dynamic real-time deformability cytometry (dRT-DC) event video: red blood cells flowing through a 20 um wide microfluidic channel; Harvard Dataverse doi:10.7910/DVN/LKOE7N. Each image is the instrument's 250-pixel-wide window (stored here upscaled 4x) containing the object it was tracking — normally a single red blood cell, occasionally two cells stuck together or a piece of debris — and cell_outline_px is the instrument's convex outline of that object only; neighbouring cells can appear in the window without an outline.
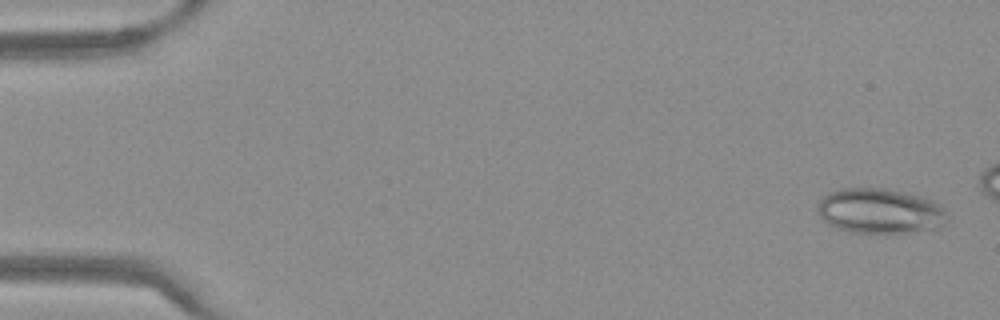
{"species": "Egyptian fruit bat (a non-hibernating species)", "species_latin": "Rousettus aegyptiacus", "temperature_condition": "warm", "stored_images_in_passage": 45, "camera_frame_rate_fps": 3000, "um_per_image_px": 0.085, "frame": {"image": 1, "passage_image": 2, "time_ms": 0.333, "image_size_px": [1000, 320], "cell_outline_px": [[948, 220], [944, 224], [936, 228], [904, 232], [848, 232], [836, 228], [828, 224], [820, 216], [816, 208], [816, 204], [828, 192], [840, 188], [888, 188], [920, 196], [932, 200], [944, 208], [948, 216]], "centroid_in_image_um": [74.77, 17.92], "position_along_channel_um": 10.2, "area_um2": 34.16}}
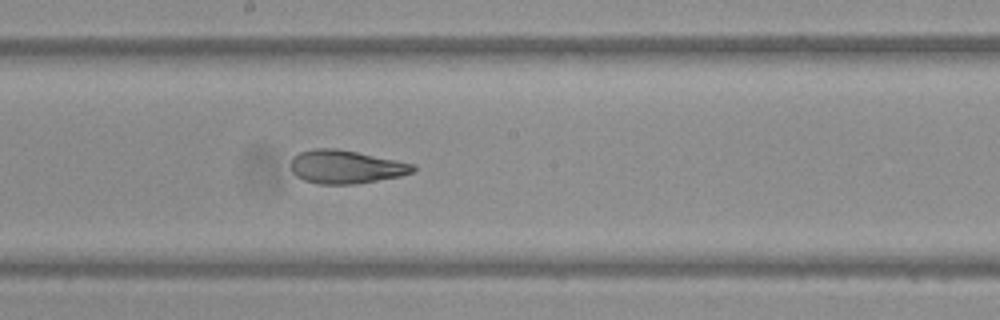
{"frame": {"image": 2, "passage_image": 28, "time_ms": 9.0, "image_size_px": [1000, 320], "cell_outline_px": [[416, 168], [412, 172], [400, 176], [356, 184], [320, 184], [304, 180], [296, 176], [292, 172], [292, 156], [300, 152], [316, 148], [336, 148], [416, 164]], "centroid_in_image_um": [29.39, 14.18], "position_along_channel_um": 218.8, "area_um2": 23.64}}
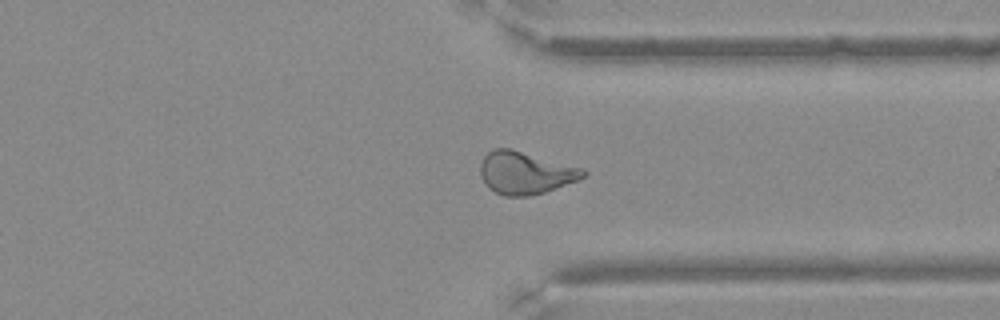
{"frame": {"image": 3, "passage_image": 39, "time_ms": 12.667, "image_size_px": [1000, 320], "cell_outline_px": [[588, 172], [584, 176], [576, 180], [544, 192], [528, 196], [504, 196], [488, 188], [480, 176], [480, 164], [484, 156], [492, 148], [512, 148], [584, 168]], "centroid_in_image_um": [44.63, 14.67], "position_along_channel_um": 366.8, "area_um2": 25.55}}